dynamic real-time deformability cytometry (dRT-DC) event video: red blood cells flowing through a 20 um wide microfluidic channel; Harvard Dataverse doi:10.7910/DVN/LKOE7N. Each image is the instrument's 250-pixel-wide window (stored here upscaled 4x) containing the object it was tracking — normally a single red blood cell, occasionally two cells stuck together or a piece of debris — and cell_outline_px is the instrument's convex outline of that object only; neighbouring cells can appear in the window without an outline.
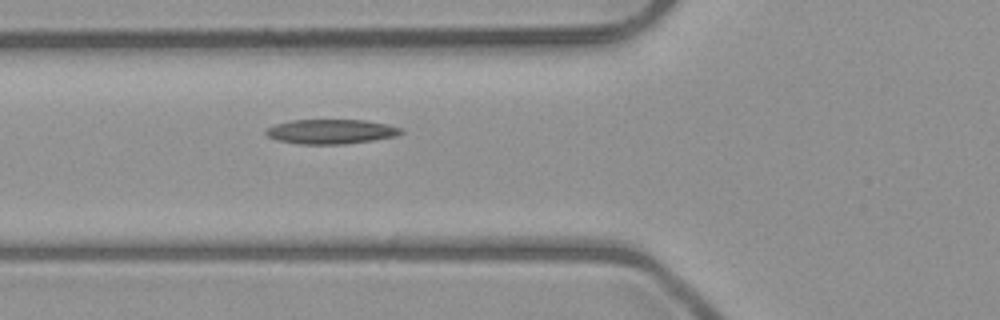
{"species": "common noctule bat (a hibernating species)", "species_latin": "Nyctalus noctula", "temperature_condition": "room temperature", "stored_images_in_passage": 6, "camera_frame_rate_fps": 3000, "um_per_image_px": 0.085, "animal": {"sex": "male", "body_mass_g": 23.1, "forearm_length_mm": 52.7}, "frame": {"image": 1, "passage_image": 6, "time_ms": 5.667, "image_size_px": [1000, 320], "cell_outline_px": [[404, 132], [396, 136], [372, 140], [344, 144], [300, 144], [276, 140], [268, 136], [264, 132], [268, 128], [276, 124], [288, 120], [364, 120], [388, 124], [404, 128]], "centroid_in_image_um": [28.16, 11.18], "position_along_channel_um": 97.6, "area_um2": 19.42}}